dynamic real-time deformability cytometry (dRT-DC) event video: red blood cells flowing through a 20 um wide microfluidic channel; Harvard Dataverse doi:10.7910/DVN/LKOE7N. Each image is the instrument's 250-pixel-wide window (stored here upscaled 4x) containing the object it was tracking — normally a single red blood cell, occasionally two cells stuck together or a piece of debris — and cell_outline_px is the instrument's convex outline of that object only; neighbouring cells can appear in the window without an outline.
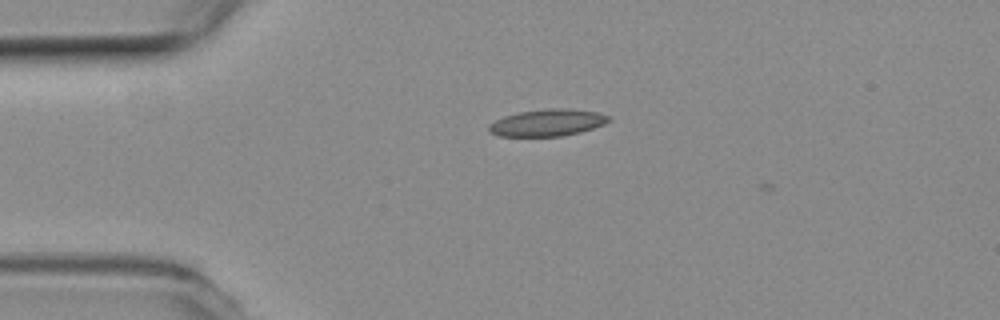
{"species": "common noctule bat (a hibernating species)", "species_latin": "Nyctalus noctula", "temperature_condition": "room temperature", "stored_images_in_passage": 2, "camera_frame_rate_fps": 3000, "um_per_image_px": 0.085, "animal": {"sex": "female", "body_mass_g": 19.3, "forearm_length_mm": 54.1}, "frame": {"image": 1, "passage_image": 1, "time_ms": 0.0, "image_size_px": [1000, 320], "cell_outline_px": [[612, 120], [604, 124], [580, 132], [560, 136], [500, 136], [488, 132], [488, 124], [504, 116], [520, 112], [548, 108], [568, 108], [596, 112], [608, 116]], "centroid_in_image_um": [46.51, 10.42], "position_along_channel_um": 38.5, "area_um2": 18.73}}